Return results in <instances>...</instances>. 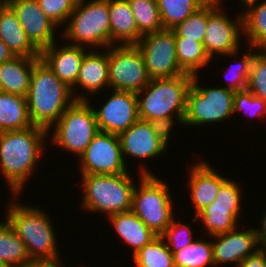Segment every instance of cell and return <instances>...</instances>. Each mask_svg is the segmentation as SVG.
<instances>
[{"instance_id": "obj_23", "label": "cell", "mask_w": 266, "mask_h": 267, "mask_svg": "<svg viewBox=\"0 0 266 267\" xmlns=\"http://www.w3.org/2000/svg\"><path fill=\"white\" fill-rule=\"evenodd\" d=\"M0 39L15 56L40 58V51L28 39L17 15L8 4L0 13Z\"/></svg>"}, {"instance_id": "obj_38", "label": "cell", "mask_w": 266, "mask_h": 267, "mask_svg": "<svg viewBox=\"0 0 266 267\" xmlns=\"http://www.w3.org/2000/svg\"><path fill=\"white\" fill-rule=\"evenodd\" d=\"M247 116L263 118L266 116V102L247 89L241 91H235L233 102V113H240Z\"/></svg>"}, {"instance_id": "obj_10", "label": "cell", "mask_w": 266, "mask_h": 267, "mask_svg": "<svg viewBox=\"0 0 266 267\" xmlns=\"http://www.w3.org/2000/svg\"><path fill=\"white\" fill-rule=\"evenodd\" d=\"M109 88L117 91L139 92L149 82L142 53L136 45L108 47Z\"/></svg>"}, {"instance_id": "obj_14", "label": "cell", "mask_w": 266, "mask_h": 267, "mask_svg": "<svg viewBox=\"0 0 266 267\" xmlns=\"http://www.w3.org/2000/svg\"><path fill=\"white\" fill-rule=\"evenodd\" d=\"M170 134L161 125L138 119L118 135L124 162H128L125 160L130 156L138 160H148L166 153L168 143L171 142Z\"/></svg>"}, {"instance_id": "obj_26", "label": "cell", "mask_w": 266, "mask_h": 267, "mask_svg": "<svg viewBox=\"0 0 266 267\" xmlns=\"http://www.w3.org/2000/svg\"><path fill=\"white\" fill-rule=\"evenodd\" d=\"M33 126L27 106V98L0 92V132L22 130Z\"/></svg>"}, {"instance_id": "obj_13", "label": "cell", "mask_w": 266, "mask_h": 267, "mask_svg": "<svg viewBox=\"0 0 266 267\" xmlns=\"http://www.w3.org/2000/svg\"><path fill=\"white\" fill-rule=\"evenodd\" d=\"M81 175H114L127 173L121 143L117 134L99 131L78 159Z\"/></svg>"}, {"instance_id": "obj_40", "label": "cell", "mask_w": 266, "mask_h": 267, "mask_svg": "<svg viewBox=\"0 0 266 267\" xmlns=\"http://www.w3.org/2000/svg\"><path fill=\"white\" fill-rule=\"evenodd\" d=\"M238 181L228 178L219 188L215 201L207 207L242 208V187Z\"/></svg>"}, {"instance_id": "obj_44", "label": "cell", "mask_w": 266, "mask_h": 267, "mask_svg": "<svg viewBox=\"0 0 266 267\" xmlns=\"http://www.w3.org/2000/svg\"><path fill=\"white\" fill-rule=\"evenodd\" d=\"M62 260L53 262H33L28 267H63Z\"/></svg>"}, {"instance_id": "obj_1", "label": "cell", "mask_w": 266, "mask_h": 267, "mask_svg": "<svg viewBox=\"0 0 266 267\" xmlns=\"http://www.w3.org/2000/svg\"><path fill=\"white\" fill-rule=\"evenodd\" d=\"M47 138L48 130L35 125L0 132V172L12 195H21L37 170V162L46 151Z\"/></svg>"}, {"instance_id": "obj_45", "label": "cell", "mask_w": 266, "mask_h": 267, "mask_svg": "<svg viewBox=\"0 0 266 267\" xmlns=\"http://www.w3.org/2000/svg\"><path fill=\"white\" fill-rule=\"evenodd\" d=\"M224 0H199L200 4L205 7L224 8ZM222 4V5H221Z\"/></svg>"}, {"instance_id": "obj_30", "label": "cell", "mask_w": 266, "mask_h": 267, "mask_svg": "<svg viewBox=\"0 0 266 267\" xmlns=\"http://www.w3.org/2000/svg\"><path fill=\"white\" fill-rule=\"evenodd\" d=\"M173 257L175 267H215L211 240L195 239Z\"/></svg>"}, {"instance_id": "obj_33", "label": "cell", "mask_w": 266, "mask_h": 267, "mask_svg": "<svg viewBox=\"0 0 266 267\" xmlns=\"http://www.w3.org/2000/svg\"><path fill=\"white\" fill-rule=\"evenodd\" d=\"M164 29H173L202 7L199 0H157Z\"/></svg>"}, {"instance_id": "obj_17", "label": "cell", "mask_w": 266, "mask_h": 267, "mask_svg": "<svg viewBox=\"0 0 266 267\" xmlns=\"http://www.w3.org/2000/svg\"><path fill=\"white\" fill-rule=\"evenodd\" d=\"M243 228L242 231L241 227L237 226L229 232L210 236L213 239V241L211 239V244L215 267L232 263L238 267L241 261L260 249L255 226L246 230Z\"/></svg>"}, {"instance_id": "obj_34", "label": "cell", "mask_w": 266, "mask_h": 267, "mask_svg": "<svg viewBox=\"0 0 266 267\" xmlns=\"http://www.w3.org/2000/svg\"><path fill=\"white\" fill-rule=\"evenodd\" d=\"M248 52L246 50L245 53H242V57L239 56L241 59L237 61V64L233 65L230 63L229 67L227 68L228 71H225V76H227V80L229 81L226 85L228 89L233 91H241L245 90L248 83V77L250 73L251 63L256 54L255 51H258L259 48L247 46ZM227 73V74H226ZM229 77V79H228ZM226 80V81H227Z\"/></svg>"}, {"instance_id": "obj_46", "label": "cell", "mask_w": 266, "mask_h": 267, "mask_svg": "<svg viewBox=\"0 0 266 267\" xmlns=\"http://www.w3.org/2000/svg\"><path fill=\"white\" fill-rule=\"evenodd\" d=\"M8 4V0H0V13Z\"/></svg>"}, {"instance_id": "obj_8", "label": "cell", "mask_w": 266, "mask_h": 267, "mask_svg": "<svg viewBox=\"0 0 266 267\" xmlns=\"http://www.w3.org/2000/svg\"><path fill=\"white\" fill-rule=\"evenodd\" d=\"M90 103V100H76L64 111L48 130V139H51L53 146L72 152L77 158L81 156L99 132L94 108Z\"/></svg>"}, {"instance_id": "obj_43", "label": "cell", "mask_w": 266, "mask_h": 267, "mask_svg": "<svg viewBox=\"0 0 266 267\" xmlns=\"http://www.w3.org/2000/svg\"><path fill=\"white\" fill-rule=\"evenodd\" d=\"M15 55L10 51L7 45L0 39V63L11 60Z\"/></svg>"}, {"instance_id": "obj_27", "label": "cell", "mask_w": 266, "mask_h": 267, "mask_svg": "<svg viewBox=\"0 0 266 267\" xmlns=\"http://www.w3.org/2000/svg\"><path fill=\"white\" fill-rule=\"evenodd\" d=\"M0 260L7 267H28L33 263L26 245L6 220L0 221Z\"/></svg>"}, {"instance_id": "obj_9", "label": "cell", "mask_w": 266, "mask_h": 267, "mask_svg": "<svg viewBox=\"0 0 266 267\" xmlns=\"http://www.w3.org/2000/svg\"><path fill=\"white\" fill-rule=\"evenodd\" d=\"M199 78L198 75H193L192 84L187 92L186 114L182 125L202 127L206 124H218L233 117L235 91L226 86H201Z\"/></svg>"}, {"instance_id": "obj_28", "label": "cell", "mask_w": 266, "mask_h": 267, "mask_svg": "<svg viewBox=\"0 0 266 267\" xmlns=\"http://www.w3.org/2000/svg\"><path fill=\"white\" fill-rule=\"evenodd\" d=\"M242 208H221L206 207L197 216H194L193 223L201 222L207 231L208 236L229 232L240 226V213Z\"/></svg>"}, {"instance_id": "obj_21", "label": "cell", "mask_w": 266, "mask_h": 267, "mask_svg": "<svg viewBox=\"0 0 266 267\" xmlns=\"http://www.w3.org/2000/svg\"><path fill=\"white\" fill-rule=\"evenodd\" d=\"M110 46L136 45L142 38L127 0H108Z\"/></svg>"}, {"instance_id": "obj_32", "label": "cell", "mask_w": 266, "mask_h": 267, "mask_svg": "<svg viewBox=\"0 0 266 267\" xmlns=\"http://www.w3.org/2000/svg\"><path fill=\"white\" fill-rule=\"evenodd\" d=\"M138 31L142 34L163 30L157 0H127Z\"/></svg>"}, {"instance_id": "obj_18", "label": "cell", "mask_w": 266, "mask_h": 267, "mask_svg": "<svg viewBox=\"0 0 266 267\" xmlns=\"http://www.w3.org/2000/svg\"><path fill=\"white\" fill-rule=\"evenodd\" d=\"M109 87L108 47L101 50H88L85 54L76 84L71 88L76 100H89L102 89ZM77 88L82 92H78ZM76 92V93H75ZM87 94V95H86ZM90 96V97H89Z\"/></svg>"}, {"instance_id": "obj_4", "label": "cell", "mask_w": 266, "mask_h": 267, "mask_svg": "<svg viewBox=\"0 0 266 267\" xmlns=\"http://www.w3.org/2000/svg\"><path fill=\"white\" fill-rule=\"evenodd\" d=\"M26 98L32 124L46 130L76 101L71 88L41 58L34 63Z\"/></svg>"}, {"instance_id": "obj_31", "label": "cell", "mask_w": 266, "mask_h": 267, "mask_svg": "<svg viewBox=\"0 0 266 267\" xmlns=\"http://www.w3.org/2000/svg\"><path fill=\"white\" fill-rule=\"evenodd\" d=\"M133 262L134 267H175L173 254L161 236L140 249Z\"/></svg>"}, {"instance_id": "obj_47", "label": "cell", "mask_w": 266, "mask_h": 267, "mask_svg": "<svg viewBox=\"0 0 266 267\" xmlns=\"http://www.w3.org/2000/svg\"><path fill=\"white\" fill-rule=\"evenodd\" d=\"M240 1V6H243L245 3L249 2V1H252V0H239Z\"/></svg>"}, {"instance_id": "obj_29", "label": "cell", "mask_w": 266, "mask_h": 267, "mask_svg": "<svg viewBox=\"0 0 266 267\" xmlns=\"http://www.w3.org/2000/svg\"><path fill=\"white\" fill-rule=\"evenodd\" d=\"M176 56L180 68L187 74L199 75V70L211 62L207 56L203 42L184 37H175Z\"/></svg>"}, {"instance_id": "obj_22", "label": "cell", "mask_w": 266, "mask_h": 267, "mask_svg": "<svg viewBox=\"0 0 266 267\" xmlns=\"http://www.w3.org/2000/svg\"><path fill=\"white\" fill-rule=\"evenodd\" d=\"M109 220L121 242L131 247V257L158 236L132 211L111 215Z\"/></svg>"}, {"instance_id": "obj_48", "label": "cell", "mask_w": 266, "mask_h": 267, "mask_svg": "<svg viewBox=\"0 0 266 267\" xmlns=\"http://www.w3.org/2000/svg\"><path fill=\"white\" fill-rule=\"evenodd\" d=\"M0 267H7V266L0 260Z\"/></svg>"}, {"instance_id": "obj_3", "label": "cell", "mask_w": 266, "mask_h": 267, "mask_svg": "<svg viewBox=\"0 0 266 267\" xmlns=\"http://www.w3.org/2000/svg\"><path fill=\"white\" fill-rule=\"evenodd\" d=\"M12 197V201L7 205L5 219L26 245L31 260L33 262L61 260L50 214H46L47 212L41 207L18 203L15 199L20 195Z\"/></svg>"}, {"instance_id": "obj_24", "label": "cell", "mask_w": 266, "mask_h": 267, "mask_svg": "<svg viewBox=\"0 0 266 267\" xmlns=\"http://www.w3.org/2000/svg\"><path fill=\"white\" fill-rule=\"evenodd\" d=\"M39 58L15 56L0 63V84L2 92L26 97L34 63Z\"/></svg>"}, {"instance_id": "obj_2", "label": "cell", "mask_w": 266, "mask_h": 267, "mask_svg": "<svg viewBox=\"0 0 266 267\" xmlns=\"http://www.w3.org/2000/svg\"><path fill=\"white\" fill-rule=\"evenodd\" d=\"M192 78L193 75L186 73L173 78L150 79L136 93L139 119L161 125L172 133L176 123L183 124Z\"/></svg>"}, {"instance_id": "obj_7", "label": "cell", "mask_w": 266, "mask_h": 267, "mask_svg": "<svg viewBox=\"0 0 266 267\" xmlns=\"http://www.w3.org/2000/svg\"><path fill=\"white\" fill-rule=\"evenodd\" d=\"M64 27L60 35L69 44L89 50L110 47L108 0H78Z\"/></svg>"}, {"instance_id": "obj_20", "label": "cell", "mask_w": 266, "mask_h": 267, "mask_svg": "<svg viewBox=\"0 0 266 267\" xmlns=\"http://www.w3.org/2000/svg\"><path fill=\"white\" fill-rule=\"evenodd\" d=\"M54 42L40 52V58L55 73V75L70 88L76 84L85 54L88 52L84 47L72 45L58 46Z\"/></svg>"}, {"instance_id": "obj_15", "label": "cell", "mask_w": 266, "mask_h": 267, "mask_svg": "<svg viewBox=\"0 0 266 267\" xmlns=\"http://www.w3.org/2000/svg\"><path fill=\"white\" fill-rule=\"evenodd\" d=\"M112 91L100 109L93 108L99 131L119 135L139 119L138 99L135 92Z\"/></svg>"}, {"instance_id": "obj_11", "label": "cell", "mask_w": 266, "mask_h": 267, "mask_svg": "<svg viewBox=\"0 0 266 267\" xmlns=\"http://www.w3.org/2000/svg\"><path fill=\"white\" fill-rule=\"evenodd\" d=\"M224 11L223 8L207 7V25L203 46L207 56L213 61L217 54L237 58L239 51L241 52L242 13L239 12L237 17H234L236 19H232Z\"/></svg>"}, {"instance_id": "obj_39", "label": "cell", "mask_w": 266, "mask_h": 267, "mask_svg": "<svg viewBox=\"0 0 266 267\" xmlns=\"http://www.w3.org/2000/svg\"><path fill=\"white\" fill-rule=\"evenodd\" d=\"M46 16L58 27L64 26L78 0H37ZM66 22V23H65Z\"/></svg>"}, {"instance_id": "obj_25", "label": "cell", "mask_w": 266, "mask_h": 267, "mask_svg": "<svg viewBox=\"0 0 266 267\" xmlns=\"http://www.w3.org/2000/svg\"><path fill=\"white\" fill-rule=\"evenodd\" d=\"M242 7L243 34L248 43L245 46L266 49V0H252Z\"/></svg>"}, {"instance_id": "obj_36", "label": "cell", "mask_w": 266, "mask_h": 267, "mask_svg": "<svg viewBox=\"0 0 266 267\" xmlns=\"http://www.w3.org/2000/svg\"><path fill=\"white\" fill-rule=\"evenodd\" d=\"M246 89L266 102V49L256 51Z\"/></svg>"}, {"instance_id": "obj_6", "label": "cell", "mask_w": 266, "mask_h": 267, "mask_svg": "<svg viewBox=\"0 0 266 267\" xmlns=\"http://www.w3.org/2000/svg\"><path fill=\"white\" fill-rule=\"evenodd\" d=\"M131 173L114 175H80L83 191L81 208L109 217L131 211L135 181Z\"/></svg>"}, {"instance_id": "obj_12", "label": "cell", "mask_w": 266, "mask_h": 267, "mask_svg": "<svg viewBox=\"0 0 266 267\" xmlns=\"http://www.w3.org/2000/svg\"><path fill=\"white\" fill-rule=\"evenodd\" d=\"M142 53L147 73L153 78H173L186 74L176 56L175 32L163 29L145 34L136 44Z\"/></svg>"}, {"instance_id": "obj_5", "label": "cell", "mask_w": 266, "mask_h": 267, "mask_svg": "<svg viewBox=\"0 0 266 267\" xmlns=\"http://www.w3.org/2000/svg\"><path fill=\"white\" fill-rule=\"evenodd\" d=\"M142 162L137 166L140 168L137 176L140 181L133 190L131 211L160 236L176 217L174 197L169 193L170 188L166 181L151 173L145 165L146 162Z\"/></svg>"}, {"instance_id": "obj_19", "label": "cell", "mask_w": 266, "mask_h": 267, "mask_svg": "<svg viewBox=\"0 0 266 267\" xmlns=\"http://www.w3.org/2000/svg\"><path fill=\"white\" fill-rule=\"evenodd\" d=\"M207 161L191 164L189 170V183L187 189L190 193V203L193 204L195 216L215 201L220 186L228 177L220 175Z\"/></svg>"}, {"instance_id": "obj_16", "label": "cell", "mask_w": 266, "mask_h": 267, "mask_svg": "<svg viewBox=\"0 0 266 267\" xmlns=\"http://www.w3.org/2000/svg\"><path fill=\"white\" fill-rule=\"evenodd\" d=\"M8 5L17 18L31 43L41 52L56 41L59 27L52 22L37 0H8Z\"/></svg>"}, {"instance_id": "obj_37", "label": "cell", "mask_w": 266, "mask_h": 267, "mask_svg": "<svg viewBox=\"0 0 266 267\" xmlns=\"http://www.w3.org/2000/svg\"><path fill=\"white\" fill-rule=\"evenodd\" d=\"M192 225L189 223L180 222V219L177 220L173 218L171 224L166 228V230L160 235L166 245L169 247L172 254L179 251L183 247H186L195 239L193 238V229L191 230Z\"/></svg>"}, {"instance_id": "obj_42", "label": "cell", "mask_w": 266, "mask_h": 267, "mask_svg": "<svg viewBox=\"0 0 266 267\" xmlns=\"http://www.w3.org/2000/svg\"><path fill=\"white\" fill-rule=\"evenodd\" d=\"M262 216L263 218H261L260 220L261 225L260 227H258V229H256L255 227V231L257 234V241L259 247L266 249V209Z\"/></svg>"}, {"instance_id": "obj_41", "label": "cell", "mask_w": 266, "mask_h": 267, "mask_svg": "<svg viewBox=\"0 0 266 267\" xmlns=\"http://www.w3.org/2000/svg\"><path fill=\"white\" fill-rule=\"evenodd\" d=\"M238 267H266V249L260 248L241 261Z\"/></svg>"}, {"instance_id": "obj_35", "label": "cell", "mask_w": 266, "mask_h": 267, "mask_svg": "<svg viewBox=\"0 0 266 267\" xmlns=\"http://www.w3.org/2000/svg\"><path fill=\"white\" fill-rule=\"evenodd\" d=\"M207 25V7L202 6L172 30L175 37L203 42Z\"/></svg>"}]
</instances>
